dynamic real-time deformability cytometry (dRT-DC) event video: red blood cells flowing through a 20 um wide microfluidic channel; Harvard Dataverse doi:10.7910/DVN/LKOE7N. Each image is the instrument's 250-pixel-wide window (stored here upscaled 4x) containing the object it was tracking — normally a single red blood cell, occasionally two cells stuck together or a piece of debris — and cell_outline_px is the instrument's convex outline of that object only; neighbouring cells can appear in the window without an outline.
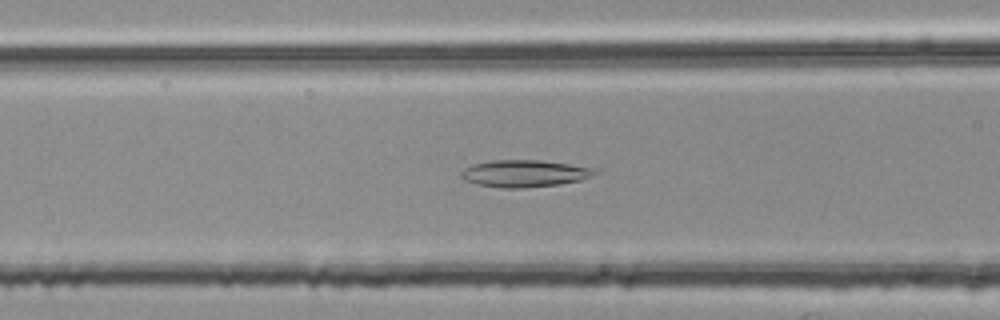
{"species": "common noctule bat (a hibernating species)", "species_latin": "Nyctalus noctula", "temperature_condition": "room temperature", "stored_images_in_passage": 45, "camera_frame_rate_fps": 3000, "um_per_image_px": 0.085, "animal": {"sex": "female", "body_mass_g": 25.1}, "frame": {"image": 1, "passage_image": 12, "time_ms": 3.667, "image_size_px": [1000, 320], "cell_outline_px": [[600, 172], [592, 176], [580, 180], [560, 184], [524, 188], [500, 188], [476, 184], [464, 180], [460, 176], [460, 172], [464, 168], [472, 164], [496, 160], [540, 160], [596, 168]], "centroid_in_image_um": [44.58, 14.75], "position_along_channel_um": 122.0, "area_um2": 21.21}}
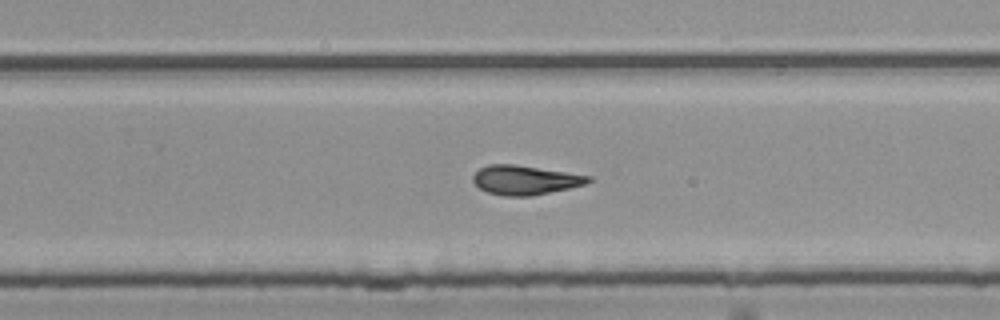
{"frame": {"image": 2, "passage_image": 25, "time_ms": 8.0, "image_size_px": [1000, 320], "cell_outline_px": [[592, 180], [584, 184], [568, 188], [532, 196], [504, 196], [488, 192], [480, 188], [472, 180], [472, 176], [480, 168], [488, 164], [512, 164], [592, 176]], "centroid_in_image_um": [44.6, 15.3], "position_along_channel_um": 285.2, "area_um2": 19.42}}
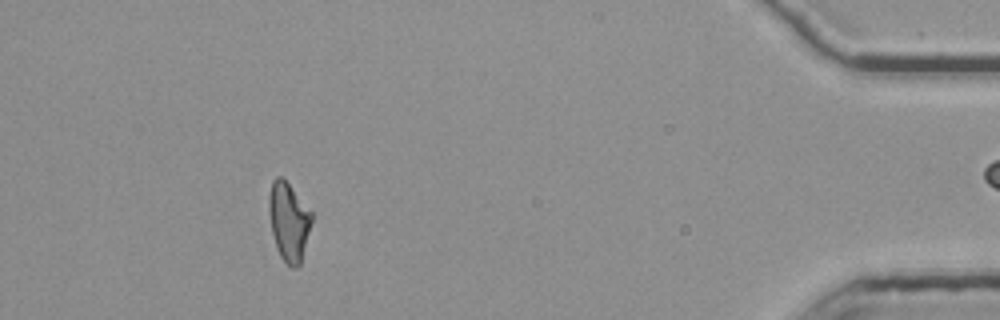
{"frame": {"image": 3, "passage_image": 40, "time_ms": 13.0, "image_size_px": [1000, 320], "cell_outline_px": [[312, 220], [300, 264], [296, 268], [292, 268], [280, 256], [276, 248], [272, 232], [268, 204], [268, 196], [272, 180], [276, 176], [280, 176], [288, 184], [312, 212]], "centroid_in_image_um": [24.53, 18.82], "position_along_channel_um": 410.7, "area_um2": 19.25}, "authors_computed_cell_mechanics": {"area_um2": 19.8254, "velocity_mm_per_s": 3.7748, "shape_relaxation_time_tau1_ms": null, "shape_relaxation_time_tau2_ms": 4.5398, "deformation_change_tau1": null, "deformation_change_tau2": 0.1429}}